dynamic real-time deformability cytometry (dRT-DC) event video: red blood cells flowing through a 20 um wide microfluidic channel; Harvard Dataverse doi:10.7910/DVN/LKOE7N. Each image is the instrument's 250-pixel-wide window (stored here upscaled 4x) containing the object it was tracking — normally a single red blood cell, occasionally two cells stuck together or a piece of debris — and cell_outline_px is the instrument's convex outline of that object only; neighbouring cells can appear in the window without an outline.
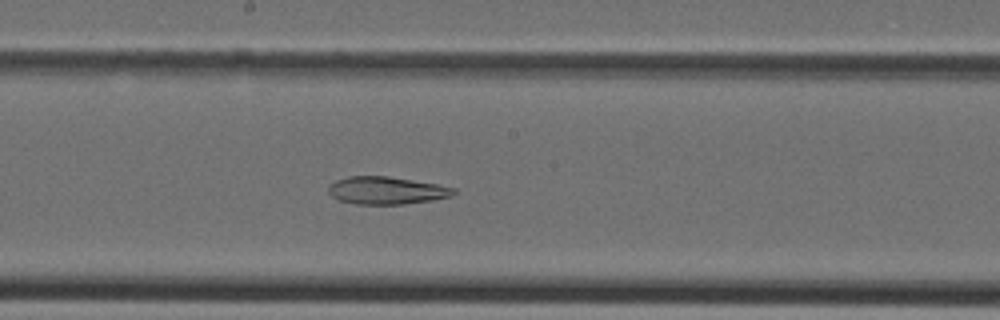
{"species": "Egyptian fruit bat (a non-hibernating species)", "species_latin": "Rousettus aegyptiacus", "temperature_condition": "cold", "stored_images_in_passage": 28, "camera_frame_rate_fps": 3000, "um_per_image_px": 0.085, "animal": {"sex": "female"}, "frame": {"image": 1, "passage_image": 11, "time_ms": 3.333, "image_size_px": [1000, 320], "cell_outline_px": [[456, 192], [452, 196], [432, 200], [404, 204], [356, 204], [340, 200], [332, 196], [328, 192], [328, 184], [336, 180], [348, 176], [388, 176], [436, 184], [456, 188]], "centroid_in_image_um": [32.84, 16.18], "position_along_channel_um": 215.4, "area_um2": 20.11}}
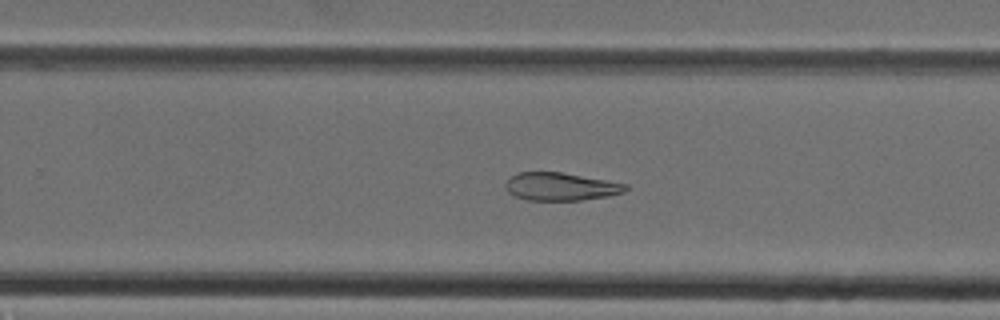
{"frame": {"image": 2, "passage_image": 15, "time_ms": 4.667, "image_size_px": [1000, 320], "cell_outline_px": [[628, 188], [624, 192], [608, 196], [580, 200], [528, 200], [516, 196], [508, 192], [504, 188], [504, 184], [512, 176], [520, 172], [560, 172], [628, 184]], "centroid_in_image_um": [47.65, 15.86], "position_along_channel_um": 282.1, "area_um2": 19.36}}
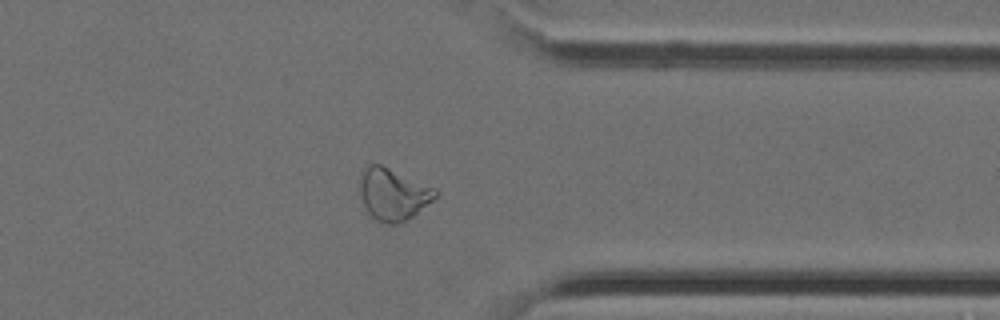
{"frame": {"image": 3, "passage_image": 21, "time_ms": 6.667, "image_size_px": [1000, 320], "cell_outline_px": [[440, 192], [432, 200], [412, 216], [396, 224], [388, 224], [376, 220], [364, 208], [360, 196], [360, 172], [372, 164], [380, 164], [436, 188]], "centroid_in_image_um": [33.39, 16.5], "position_along_channel_um": 378.0, "area_um2": 22.66}}